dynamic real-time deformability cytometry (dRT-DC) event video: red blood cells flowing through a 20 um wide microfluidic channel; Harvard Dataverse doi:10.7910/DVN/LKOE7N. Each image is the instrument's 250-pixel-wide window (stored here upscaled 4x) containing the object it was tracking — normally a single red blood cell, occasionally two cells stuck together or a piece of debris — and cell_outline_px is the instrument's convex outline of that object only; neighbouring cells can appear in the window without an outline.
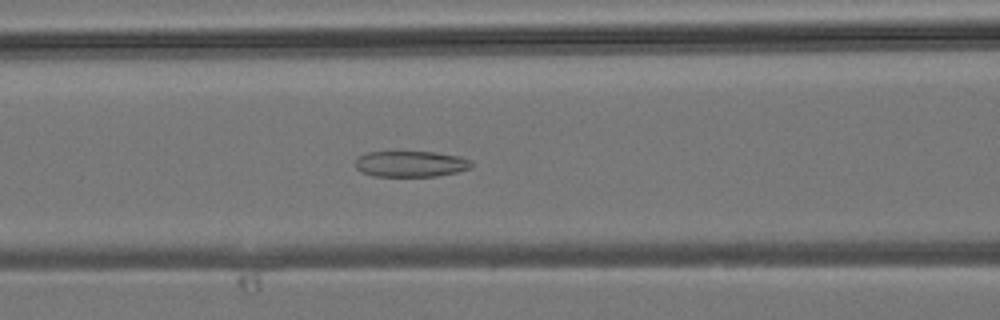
{"species": "common noctule bat (a hibernating species)", "species_latin": "Nyctalus noctula", "temperature_condition": "room temperature", "stored_images_in_passage": 43, "camera_frame_rate_fps": 3000, "um_per_image_px": 0.085, "animal": {"sex": "male", "body_mass_g": 19.2, "forearm_length_mm": 51.8}, "frame": {"image": 1, "passage_image": 17, "time_ms": 5.333, "image_size_px": [1000, 320], "cell_outline_px": [[472, 168], [456, 172], [436, 176], [372, 176], [360, 172], [356, 168], [356, 156], [368, 152], [436, 152], [460, 156], [472, 160]], "centroid_in_image_um": [34.91, 13.93], "position_along_channel_um": 131.7, "area_um2": 17.74}}
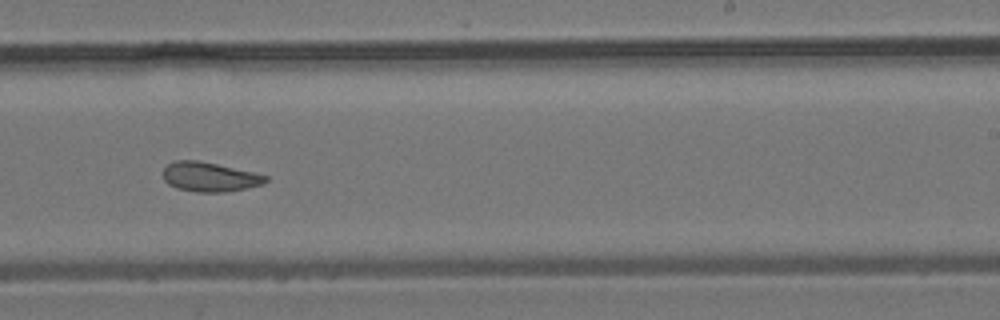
{"frame": {"image": 2, "passage_image": 26, "time_ms": 8.333, "image_size_px": [1000, 320], "cell_outline_px": [[268, 180], [264, 184], [228, 192], [196, 192], [176, 188], [168, 184], [164, 180], [164, 168], [168, 164], [176, 160], [200, 160], [252, 172], [268, 176]], "centroid_in_image_um": [17.82, 15.04], "position_along_channel_um": 271.2, "area_um2": 17.63}}
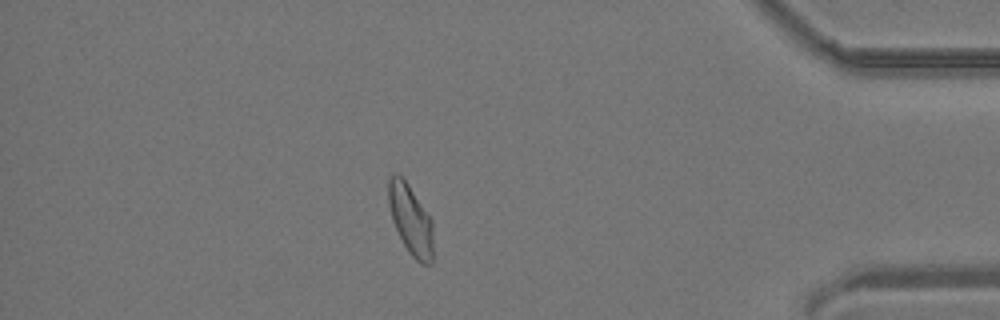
{"frame": {"image": 3, "passage_image": 37, "time_ms": 12.0, "image_size_px": [1000, 320], "cell_outline_px": [[432, 264], [420, 264], [408, 252], [392, 220], [388, 204], [388, 176], [396, 172], [408, 184], [432, 220]], "centroid_in_image_um": [34.88, 18.66], "position_along_channel_um": 400.3, "area_um2": 18.15}}